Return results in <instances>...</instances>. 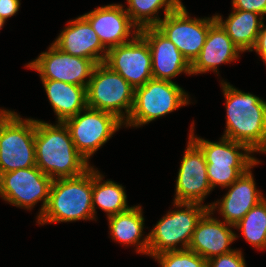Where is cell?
<instances>
[{
	"label": "cell",
	"mask_w": 266,
	"mask_h": 267,
	"mask_svg": "<svg viewBox=\"0 0 266 267\" xmlns=\"http://www.w3.org/2000/svg\"><path fill=\"white\" fill-rule=\"evenodd\" d=\"M36 166L52 180L74 178L84 174L92 166L78 152L68 127L36 120Z\"/></svg>",
	"instance_id": "obj_1"
},
{
	"label": "cell",
	"mask_w": 266,
	"mask_h": 267,
	"mask_svg": "<svg viewBox=\"0 0 266 267\" xmlns=\"http://www.w3.org/2000/svg\"><path fill=\"white\" fill-rule=\"evenodd\" d=\"M226 103L222 137L245 144L253 153H266V101L221 82Z\"/></svg>",
	"instance_id": "obj_2"
},
{
	"label": "cell",
	"mask_w": 266,
	"mask_h": 267,
	"mask_svg": "<svg viewBox=\"0 0 266 267\" xmlns=\"http://www.w3.org/2000/svg\"><path fill=\"white\" fill-rule=\"evenodd\" d=\"M93 166L74 178L52 181L49 201L39 225L96 219L92 206Z\"/></svg>",
	"instance_id": "obj_3"
},
{
	"label": "cell",
	"mask_w": 266,
	"mask_h": 267,
	"mask_svg": "<svg viewBox=\"0 0 266 267\" xmlns=\"http://www.w3.org/2000/svg\"><path fill=\"white\" fill-rule=\"evenodd\" d=\"M36 120L0 109V174L36 166Z\"/></svg>",
	"instance_id": "obj_4"
},
{
	"label": "cell",
	"mask_w": 266,
	"mask_h": 267,
	"mask_svg": "<svg viewBox=\"0 0 266 267\" xmlns=\"http://www.w3.org/2000/svg\"><path fill=\"white\" fill-rule=\"evenodd\" d=\"M173 206L179 210L168 212L148 233V255L151 257L167 251L188 249L197 223L209 210L208 205L200 203L174 202Z\"/></svg>",
	"instance_id": "obj_5"
},
{
	"label": "cell",
	"mask_w": 266,
	"mask_h": 267,
	"mask_svg": "<svg viewBox=\"0 0 266 267\" xmlns=\"http://www.w3.org/2000/svg\"><path fill=\"white\" fill-rule=\"evenodd\" d=\"M188 93L174 81L150 79L135 88L134 105L125 127H140L190 104Z\"/></svg>",
	"instance_id": "obj_6"
},
{
	"label": "cell",
	"mask_w": 266,
	"mask_h": 267,
	"mask_svg": "<svg viewBox=\"0 0 266 267\" xmlns=\"http://www.w3.org/2000/svg\"><path fill=\"white\" fill-rule=\"evenodd\" d=\"M86 95L87 107L112 113L125 123L133 109L135 88L102 62L93 70Z\"/></svg>",
	"instance_id": "obj_7"
},
{
	"label": "cell",
	"mask_w": 266,
	"mask_h": 267,
	"mask_svg": "<svg viewBox=\"0 0 266 267\" xmlns=\"http://www.w3.org/2000/svg\"><path fill=\"white\" fill-rule=\"evenodd\" d=\"M64 124L70 131L75 148L88 163L90 157L124 126L114 114L89 107L67 119Z\"/></svg>",
	"instance_id": "obj_8"
},
{
	"label": "cell",
	"mask_w": 266,
	"mask_h": 267,
	"mask_svg": "<svg viewBox=\"0 0 266 267\" xmlns=\"http://www.w3.org/2000/svg\"><path fill=\"white\" fill-rule=\"evenodd\" d=\"M52 179L37 166L0 174V196L13 206L27 210L42 201L39 219L48 204Z\"/></svg>",
	"instance_id": "obj_9"
},
{
	"label": "cell",
	"mask_w": 266,
	"mask_h": 267,
	"mask_svg": "<svg viewBox=\"0 0 266 267\" xmlns=\"http://www.w3.org/2000/svg\"><path fill=\"white\" fill-rule=\"evenodd\" d=\"M215 16L191 18L182 4L178 9L166 15L155 28L176 45L187 61L192 64L205 44L209 27L215 22Z\"/></svg>",
	"instance_id": "obj_10"
},
{
	"label": "cell",
	"mask_w": 266,
	"mask_h": 267,
	"mask_svg": "<svg viewBox=\"0 0 266 267\" xmlns=\"http://www.w3.org/2000/svg\"><path fill=\"white\" fill-rule=\"evenodd\" d=\"M96 65L93 60L72 56L52 43L48 51L42 52L26 67L36 70L41 79L62 81L87 88Z\"/></svg>",
	"instance_id": "obj_11"
},
{
	"label": "cell",
	"mask_w": 266,
	"mask_h": 267,
	"mask_svg": "<svg viewBox=\"0 0 266 267\" xmlns=\"http://www.w3.org/2000/svg\"><path fill=\"white\" fill-rule=\"evenodd\" d=\"M104 63L134 88L153 78L151 51L139 33L131 41L108 49Z\"/></svg>",
	"instance_id": "obj_12"
},
{
	"label": "cell",
	"mask_w": 266,
	"mask_h": 267,
	"mask_svg": "<svg viewBox=\"0 0 266 267\" xmlns=\"http://www.w3.org/2000/svg\"><path fill=\"white\" fill-rule=\"evenodd\" d=\"M175 186L174 202L200 203L212 191L201 149L188 138Z\"/></svg>",
	"instance_id": "obj_13"
},
{
	"label": "cell",
	"mask_w": 266,
	"mask_h": 267,
	"mask_svg": "<svg viewBox=\"0 0 266 267\" xmlns=\"http://www.w3.org/2000/svg\"><path fill=\"white\" fill-rule=\"evenodd\" d=\"M82 16L107 50L131 41L139 33L122 4L100 6Z\"/></svg>",
	"instance_id": "obj_14"
},
{
	"label": "cell",
	"mask_w": 266,
	"mask_h": 267,
	"mask_svg": "<svg viewBox=\"0 0 266 267\" xmlns=\"http://www.w3.org/2000/svg\"><path fill=\"white\" fill-rule=\"evenodd\" d=\"M259 160L242 174L228 188V192L216 202L208 205L209 210L213 213L214 209L219 208L224 222L235 226L254 206H256L265 197L261 190H257L251 169L259 164Z\"/></svg>",
	"instance_id": "obj_15"
},
{
	"label": "cell",
	"mask_w": 266,
	"mask_h": 267,
	"mask_svg": "<svg viewBox=\"0 0 266 267\" xmlns=\"http://www.w3.org/2000/svg\"><path fill=\"white\" fill-rule=\"evenodd\" d=\"M147 41L152 56V76L154 79L172 81L180 73L191 75V64L177 49L176 45L164 37L155 27L139 30Z\"/></svg>",
	"instance_id": "obj_16"
},
{
	"label": "cell",
	"mask_w": 266,
	"mask_h": 267,
	"mask_svg": "<svg viewBox=\"0 0 266 267\" xmlns=\"http://www.w3.org/2000/svg\"><path fill=\"white\" fill-rule=\"evenodd\" d=\"M208 210L199 220L188 247L189 250L202 256L206 261L209 259L227 254L235 249H231L229 245L237 240L238 237L230 228L231 224L219 221L211 216Z\"/></svg>",
	"instance_id": "obj_17"
},
{
	"label": "cell",
	"mask_w": 266,
	"mask_h": 267,
	"mask_svg": "<svg viewBox=\"0 0 266 267\" xmlns=\"http://www.w3.org/2000/svg\"><path fill=\"white\" fill-rule=\"evenodd\" d=\"M53 44L65 53L93 60L96 64L104 62L107 56V49L83 16L69 21Z\"/></svg>",
	"instance_id": "obj_18"
},
{
	"label": "cell",
	"mask_w": 266,
	"mask_h": 267,
	"mask_svg": "<svg viewBox=\"0 0 266 267\" xmlns=\"http://www.w3.org/2000/svg\"><path fill=\"white\" fill-rule=\"evenodd\" d=\"M240 52L226 31L215 21L209 27L202 50L191 64V75L209 71L218 73V65L233 62L240 57Z\"/></svg>",
	"instance_id": "obj_19"
},
{
	"label": "cell",
	"mask_w": 266,
	"mask_h": 267,
	"mask_svg": "<svg viewBox=\"0 0 266 267\" xmlns=\"http://www.w3.org/2000/svg\"><path fill=\"white\" fill-rule=\"evenodd\" d=\"M193 131L192 123L189 138L201 149L207 166L252 167L258 161L245 144L225 137L220 138L219 142H211L195 136Z\"/></svg>",
	"instance_id": "obj_20"
},
{
	"label": "cell",
	"mask_w": 266,
	"mask_h": 267,
	"mask_svg": "<svg viewBox=\"0 0 266 267\" xmlns=\"http://www.w3.org/2000/svg\"><path fill=\"white\" fill-rule=\"evenodd\" d=\"M41 81L57 122L64 123L87 107L86 87L50 79Z\"/></svg>",
	"instance_id": "obj_21"
},
{
	"label": "cell",
	"mask_w": 266,
	"mask_h": 267,
	"mask_svg": "<svg viewBox=\"0 0 266 267\" xmlns=\"http://www.w3.org/2000/svg\"><path fill=\"white\" fill-rule=\"evenodd\" d=\"M111 239L118 243L136 245V252L148 255V235L142 237L144 217L141 206H131L125 212L107 217ZM141 238H144L141 240Z\"/></svg>",
	"instance_id": "obj_22"
},
{
	"label": "cell",
	"mask_w": 266,
	"mask_h": 267,
	"mask_svg": "<svg viewBox=\"0 0 266 267\" xmlns=\"http://www.w3.org/2000/svg\"><path fill=\"white\" fill-rule=\"evenodd\" d=\"M263 19L265 18L255 12L237 9H233L224 21L222 16L215 15V20L226 31L241 53L253 51Z\"/></svg>",
	"instance_id": "obj_23"
},
{
	"label": "cell",
	"mask_w": 266,
	"mask_h": 267,
	"mask_svg": "<svg viewBox=\"0 0 266 267\" xmlns=\"http://www.w3.org/2000/svg\"><path fill=\"white\" fill-rule=\"evenodd\" d=\"M103 178L104 176L93 166L92 206L94 215L97 212L96 205L107 213V217L129 210L131 207L127 205L124 187L112 180L105 181Z\"/></svg>",
	"instance_id": "obj_24"
},
{
	"label": "cell",
	"mask_w": 266,
	"mask_h": 267,
	"mask_svg": "<svg viewBox=\"0 0 266 267\" xmlns=\"http://www.w3.org/2000/svg\"><path fill=\"white\" fill-rule=\"evenodd\" d=\"M128 8L125 10L131 22L138 30L147 27H155L162 19L157 15L161 8L164 10V17L178 9L181 0H126Z\"/></svg>",
	"instance_id": "obj_25"
},
{
	"label": "cell",
	"mask_w": 266,
	"mask_h": 267,
	"mask_svg": "<svg viewBox=\"0 0 266 267\" xmlns=\"http://www.w3.org/2000/svg\"><path fill=\"white\" fill-rule=\"evenodd\" d=\"M234 228L240 230L253 247L266 249V198L250 209Z\"/></svg>",
	"instance_id": "obj_26"
},
{
	"label": "cell",
	"mask_w": 266,
	"mask_h": 267,
	"mask_svg": "<svg viewBox=\"0 0 266 267\" xmlns=\"http://www.w3.org/2000/svg\"><path fill=\"white\" fill-rule=\"evenodd\" d=\"M152 257L161 267H207V261L189 249L167 251Z\"/></svg>",
	"instance_id": "obj_27"
},
{
	"label": "cell",
	"mask_w": 266,
	"mask_h": 267,
	"mask_svg": "<svg viewBox=\"0 0 266 267\" xmlns=\"http://www.w3.org/2000/svg\"><path fill=\"white\" fill-rule=\"evenodd\" d=\"M250 167L207 166V176L212 190L216 186L227 188L232 185Z\"/></svg>",
	"instance_id": "obj_28"
},
{
	"label": "cell",
	"mask_w": 266,
	"mask_h": 267,
	"mask_svg": "<svg viewBox=\"0 0 266 267\" xmlns=\"http://www.w3.org/2000/svg\"><path fill=\"white\" fill-rule=\"evenodd\" d=\"M207 267H246V263L242 251L233 250L230 253L209 259Z\"/></svg>",
	"instance_id": "obj_29"
},
{
	"label": "cell",
	"mask_w": 266,
	"mask_h": 267,
	"mask_svg": "<svg viewBox=\"0 0 266 267\" xmlns=\"http://www.w3.org/2000/svg\"><path fill=\"white\" fill-rule=\"evenodd\" d=\"M233 9L255 12L264 18L266 14V0H232Z\"/></svg>",
	"instance_id": "obj_30"
},
{
	"label": "cell",
	"mask_w": 266,
	"mask_h": 267,
	"mask_svg": "<svg viewBox=\"0 0 266 267\" xmlns=\"http://www.w3.org/2000/svg\"><path fill=\"white\" fill-rule=\"evenodd\" d=\"M19 7L20 0H0V17L6 21L19 11Z\"/></svg>",
	"instance_id": "obj_31"
},
{
	"label": "cell",
	"mask_w": 266,
	"mask_h": 267,
	"mask_svg": "<svg viewBox=\"0 0 266 267\" xmlns=\"http://www.w3.org/2000/svg\"><path fill=\"white\" fill-rule=\"evenodd\" d=\"M253 49L258 55H260V57L266 64V26L264 25V22L261 25V29L259 31L257 41Z\"/></svg>",
	"instance_id": "obj_32"
},
{
	"label": "cell",
	"mask_w": 266,
	"mask_h": 267,
	"mask_svg": "<svg viewBox=\"0 0 266 267\" xmlns=\"http://www.w3.org/2000/svg\"><path fill=\"white\" fill-rule=\"evenodd\" d=\"M5 21L0 17V30L3 28Z\"/></svg>",
	"instance_id": "obj_33"
}]
</instances>
